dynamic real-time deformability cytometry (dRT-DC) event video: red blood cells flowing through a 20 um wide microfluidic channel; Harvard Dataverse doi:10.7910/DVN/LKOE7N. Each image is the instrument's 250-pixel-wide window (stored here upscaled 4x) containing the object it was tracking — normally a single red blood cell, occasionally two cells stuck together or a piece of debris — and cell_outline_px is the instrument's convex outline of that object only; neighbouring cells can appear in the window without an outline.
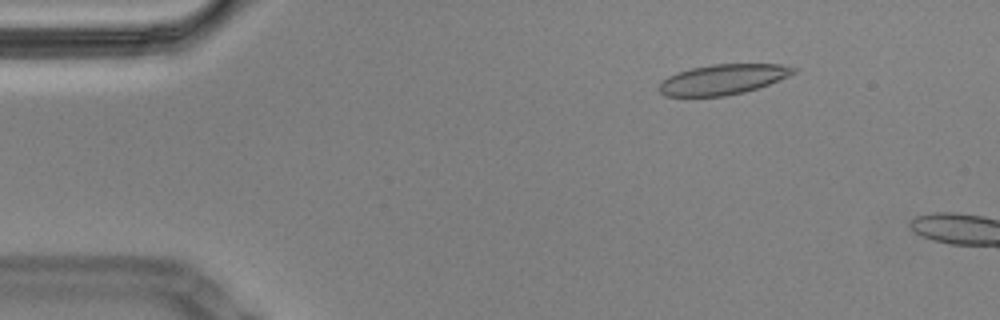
{"species": "Egyptian fruit bat (a non-hibernating species)", "species_latin": "Rousettus aegyptiacus", "temperature_condition": "cold", "stored_images_in_passage": 11, "camera_frame_rate_fps": 3000, "um_per_image_px": 0.085, "animal": {"sex": "male"}, "frame": {"image": 1, "passage_image": 8, "time_ms": 2.333, "image_size_px": [1000, 320], "cell_outline_px": [[796, 72], [788, 76], [768, 84], [744, 92], [724, 96], [664, 96], [656, 88], [660, 80], [676, 72], [692, 68], [712, 64], [780, 64], [796, 68]], "centroid_in_image_um": [61.37, 6.75], "position_along_channel_um": 23.6, "area_um2": 23.7}}